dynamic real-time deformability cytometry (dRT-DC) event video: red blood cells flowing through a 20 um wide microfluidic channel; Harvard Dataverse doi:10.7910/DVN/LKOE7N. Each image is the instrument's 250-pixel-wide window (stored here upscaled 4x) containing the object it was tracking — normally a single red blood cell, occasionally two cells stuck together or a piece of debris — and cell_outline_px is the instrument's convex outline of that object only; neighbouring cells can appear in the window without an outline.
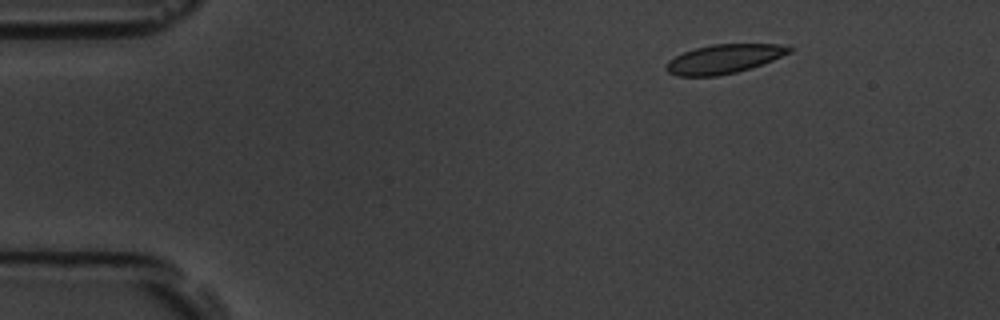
{"species": "common noctule bat (a hibernating species)", "species_latin": "Nyctalus noctula", "temperature_condition": "room temperature", "stored_images_in_passage": 4, "camera_frame_rate_fps": 3000, "um_per_image_px": 0.085, "animal": {"sex": "male", "body_mass_g": 19.5, "forearm_length_mm": 54.6}, "frame": {"image": 1, "passage_image": 1, "time_ms": 0.0, "image_size_px": [1000, 320], "cell_outline_px": [[792, 52], [772, 60], [736, 72], [716, 76], [676, 76], [668, 72], [664, 68], [668, 60], [684, 52], [696, 48], [712, 44], [776, 44], [792, 48]], "centroid_in_image_um": [61.48, 5.01], "position_along_channel_um": 23.5, "area_um2": 20.58}}
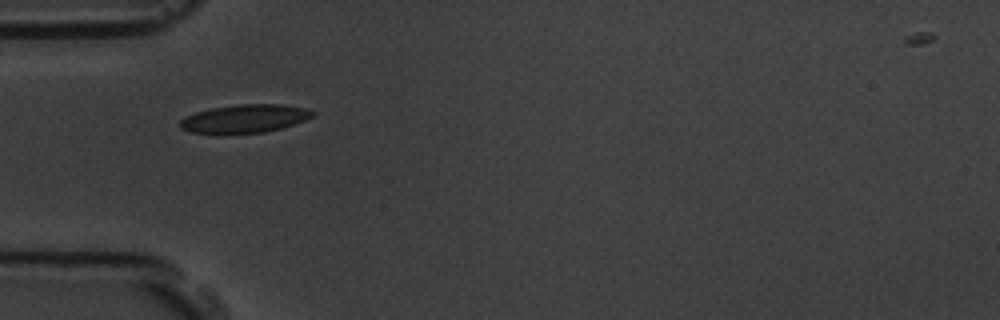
{"frame": {"image": 2, "passage_image": 3, "time_ms": 3.333, "image_size_px": [1000, 320], "cell_outline_px": [[316, 112], [312, 116], [304, 120], [280, 128], [264, 132], [192, 132], [180, 128], [180, 120], [184, 116], [196, 112], [212, 108], [240, 104], [284, 104], [308, 108]], "centroid_in_image_um": [20.83, 10.05], "position_along_channel_um": 64.2, "area_um2": 21.33}}
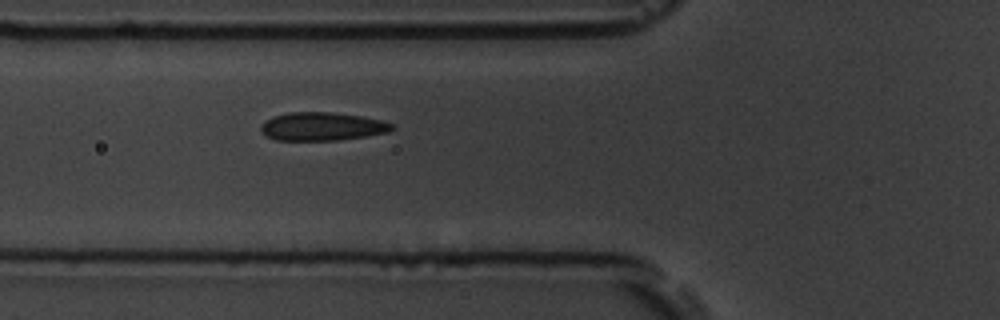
{"frame": {"image": 3, "passage_image": 4, "time_ms": 4.333, "image_size_px": [1000, 320], "cell_outline_px": [[396, 128], [388, 132], [340, 140], [276, 140], [268, 136], [260, 128], [260, 124], [272, 116], [288, 112], [332, 112], [360, 116], [380, 120], [396, 124]], "centroid_in_image_um": [27.4, 10.74], "position_along_channel_um": 98.4, "area_um2": 21.62}}